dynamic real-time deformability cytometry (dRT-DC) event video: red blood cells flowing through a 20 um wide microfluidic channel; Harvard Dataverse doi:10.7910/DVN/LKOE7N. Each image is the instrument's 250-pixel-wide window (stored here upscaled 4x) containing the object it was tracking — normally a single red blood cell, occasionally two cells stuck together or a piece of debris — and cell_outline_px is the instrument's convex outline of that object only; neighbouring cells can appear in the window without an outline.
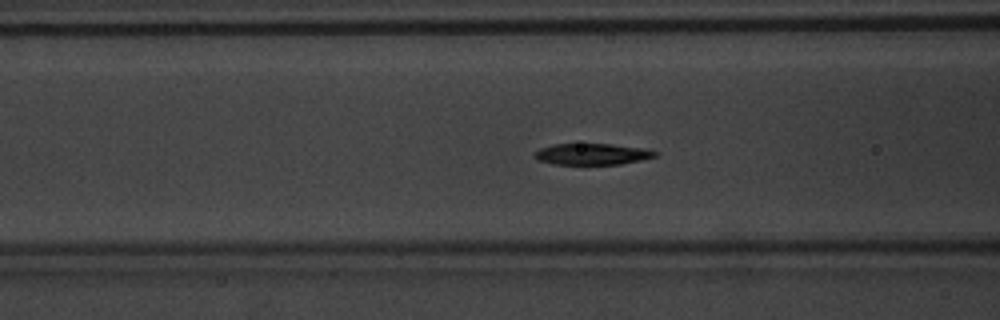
{"species": "common noctule bat (a hibernating species)", "species_latin": "Nyctalus noctula", "temperature_condition": "warm", "stored_images_in_passage": 56, "segment_of_instrument_passage": [1, 2], "camera_frame_rate_fps": 3000, "um_per_image_px": 0.085, "animal": {"sex": "male", "body_mass_g": 20.1, "forearm_length_mm": 53.5}, "frame": {"image": 1, "passage_image": 23, "time_ms": 7.333, "image_size_px": [1000, 320], "cell_outline_px": [[660, 152], [656, 156], [640, 160], [620, 164], [552, 164], [540, 160], [532, 156], [540, 148], [552, 144], [612, 144], [640, 148]], "centroid_in_image_um": [50.31, 13.1], "position_along_channel_um": 116.3, "area_um2": 14.8}}
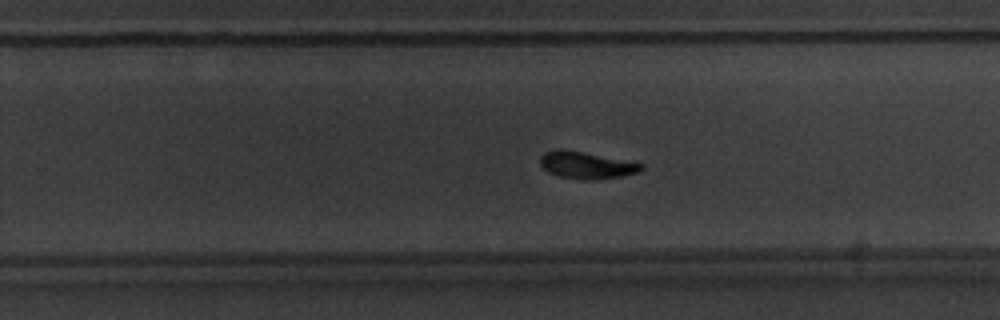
{"frame": {"image": 2, "passage_image": 36, "time_ms": 11.667, "image_size_px": [1000, 320], "cell_outline_px": [[644, 168], [636, 172], [620, 176], [592, 180], [584, 180], [556, 176], [548, 172], [540, 164], [540, 156], [544, 152], [556, 148], [564, 148], [644, 164]], "centroid_in_image_um": [49.77, 14.02], "position_along_channel_um": 280.0, "area_um2": 15.95}}
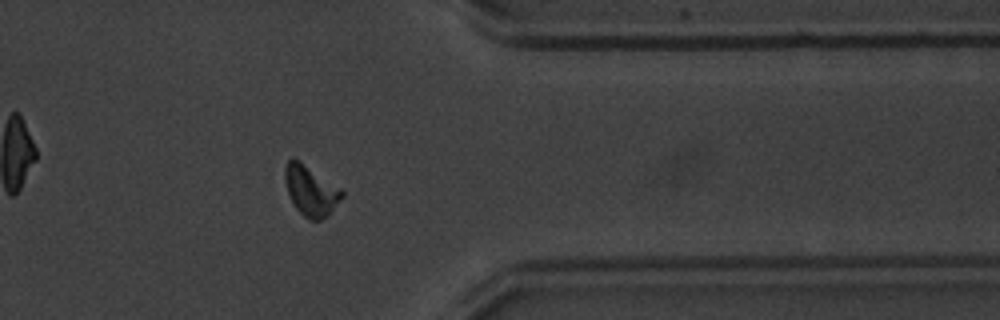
{"frame": {"image": 3, "passage_image": 45, "time_ms": 14.667, "image_size_px": [1000, 320], "cell_outline_px": [[344, 196], [328, 216], [320, 220], [308, 220], [296, 208], [288, 192], [284, 180], [284, 168], [288, 160], [292, 156], [300, 160], [340, 188], [344, 192]], "centroid_in_image_um": [26.41, 16.19], "position_along_channel_um": 385.0, "area_um2": 16.76}}